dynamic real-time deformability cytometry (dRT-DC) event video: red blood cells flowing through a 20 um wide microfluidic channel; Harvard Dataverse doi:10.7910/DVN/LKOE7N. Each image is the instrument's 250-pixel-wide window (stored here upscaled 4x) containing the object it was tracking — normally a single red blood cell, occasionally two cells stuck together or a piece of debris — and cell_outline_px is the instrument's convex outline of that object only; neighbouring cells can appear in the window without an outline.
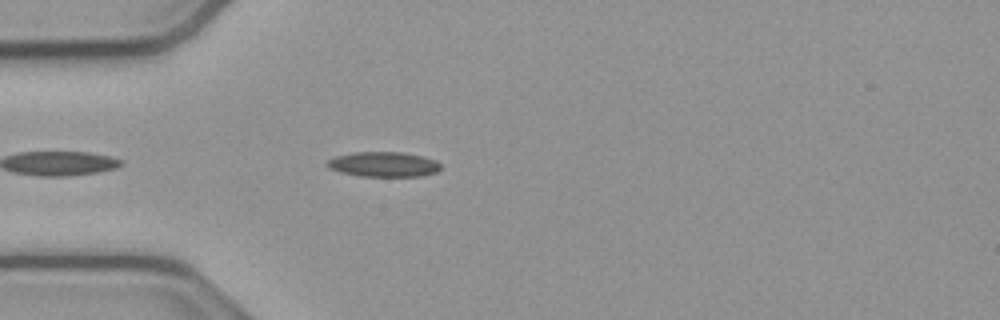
{"species": "common noctule bat (a hibernating species)", "species_latin": "Nyctalus noctula", "temperature_condition": "cold", "stored_images_in_passage": 8, "camera_frame_rate_fps": 3000, "um_per_image_px": 0.085, "animal": {"sex": "male", "body_mass_g": 23.1, "forearm_length_mm": 52.7}, "frame": {"image": 1, "passage_image": 4, "time_ms": 1.0, "image_size_px": [1000, 320], "cell_outline_px": [[440, 168], [436, 172], [420, 176], [360, 176], [340, 172], [328, 168], [324, 164], [328, 160], [336, 156], [352, 152], [404, 152], [424, 156], [436, 160], [440, 164]], "centroid_in_image_um": [32.58, 13.96], "position_along_channel_um": 52.4, "area_um2": 16.65}}